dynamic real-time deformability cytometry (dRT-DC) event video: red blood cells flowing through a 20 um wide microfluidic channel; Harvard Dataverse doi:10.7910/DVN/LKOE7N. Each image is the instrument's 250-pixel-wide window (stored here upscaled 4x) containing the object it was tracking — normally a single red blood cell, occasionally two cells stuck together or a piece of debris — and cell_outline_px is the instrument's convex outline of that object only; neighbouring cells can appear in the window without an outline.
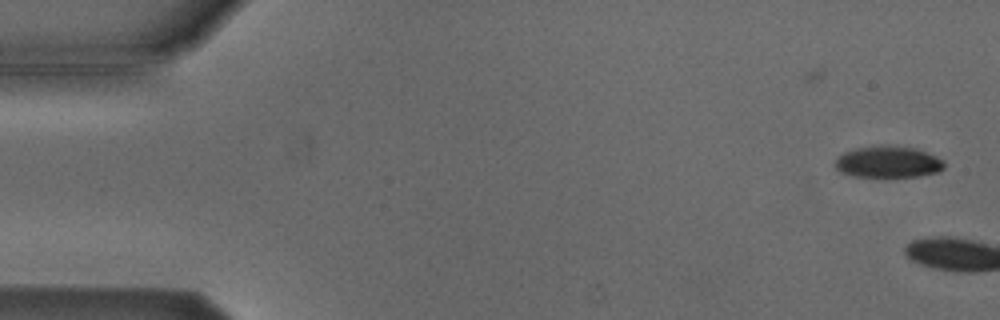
{"species": "Egyptian fruit bat (a non-hibernating species)", "species_latin": "Rousettus aegyptiacus", "temperature_condition": "cold", "stored_images_in_passage": 3, "camera_frame_rate_fps": 3000, "um_per_image_px": 0.085, "animal": {"sex": "male"}, "frame": {"image": 1, "passage_image": 1, "time_ms": 0.0, "image_size_px": [1000, 320], "cell_outline_px": [[944, 168], [940, 172], [920, 176], [852, 176], [840, 172], [836, 168], [836, 160], [844, 152], [856, 148], [880, 144], [888, 144], [916, 148], [936, 156], [944, 160]], "centroid_in_image_um": [75.52, 13.74], "position_along_channel_um": 9.5, "area_um2": 20.23}}